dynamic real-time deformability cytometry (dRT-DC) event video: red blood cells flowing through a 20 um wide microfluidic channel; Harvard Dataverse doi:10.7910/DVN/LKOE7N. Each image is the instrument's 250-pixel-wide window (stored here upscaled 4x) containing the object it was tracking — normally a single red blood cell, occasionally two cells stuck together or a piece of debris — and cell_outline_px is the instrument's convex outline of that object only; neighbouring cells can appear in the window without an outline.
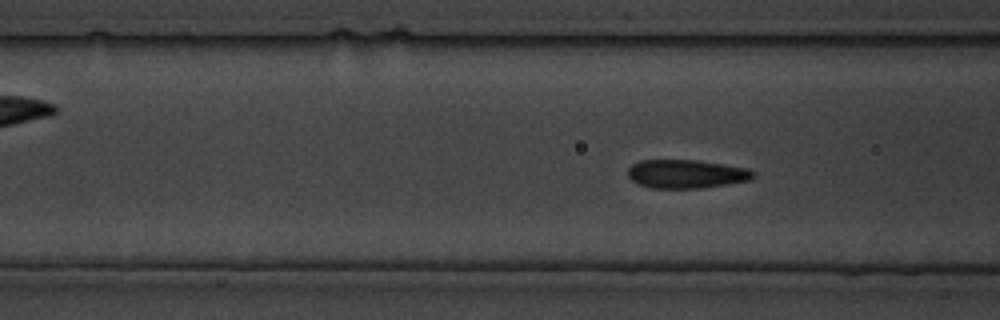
{"species": "common noctule bat (a hibernating species)", "species_latin": "Nyctalus noctula", "temperature_condition": "cold", "stored_images_in_passage": 123, "segment_of_instrument_passage": [1, 2], "camera_frame_rate_fps": 3000, "um_per_image_px": 0.085, "animal": {"sex": "male", "body_mass_g": 19.5, "forearm_length_mm": 54.6}, "frame": {"image": 1, "passage_image": 44, "time_ms": 14.333, "image_size_px": [1000, 320], "cell_outline_px": [[756, 176], [752, 180], [728, 184], [700, 188], [652, 188], [640, 184], [632, 180], [628, 176], [628, 168], [632, 164], [640, 160], [696, 160], [748, 168], [756, 172]], "centroid_in_image_um": [58.38, 14.78], "position_along_channel_um": 108.2, "area_um2": 20.98}}
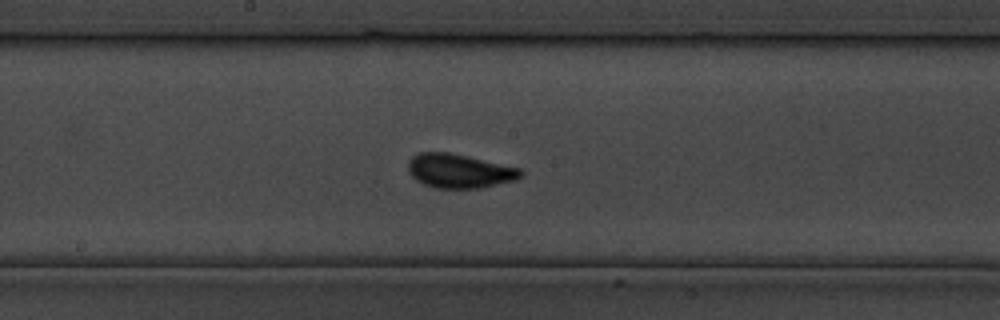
{"frame": {"image": 2, "passage_image": 63, "time_ms": 20.667, "image_size_px": [1000, 320], "cell_outline_px": [[524, 172], [516, 180], [480, 188], [436, 188], [424, 184], [416, 180], [408, 172], [408, 160], [412, 156], [420, 152], [448, 152], [520, 168]], "centroid_in_image_um": [39.02, 14.53], "position_along_channel_um": 209.2, "area_um2": 22.25}}
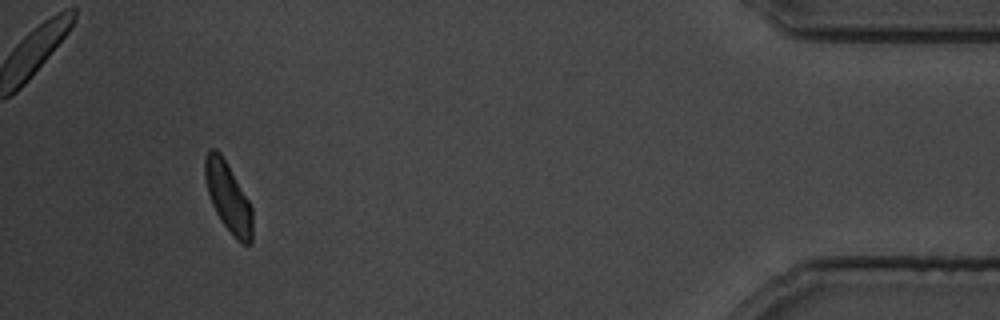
{"frame": {"image": 3, "passage_image": 113, "time_ms": 37.333, "image_size_px": [1000, 320], "cell_outline_px": [[252, 240], [248, 244], [240, 244], [236, 240], [224, 224], [216, 212], [212, 204], [208, 192], [204, 176], [204, 156], [208, 148], [216, 148], [220, 152], [248, 200], [252, 208]], "centroid_in_image_um": [19.37, 16.74], "position_along_channel_um": 415.8, "area_um2": 19.07}}